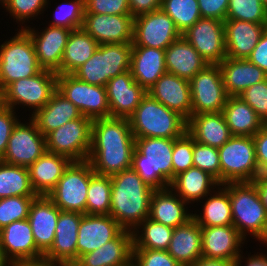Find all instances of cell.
<instances>
[{"mask_svg": "<svg viewBox=\"0 0 267 266\" xmlns=\"http://www.w3.org/2000/svg\"><path fill=\"white\" fill-rule=\"evenodd\" d=\"M134 149L135 137L128 119L108 117L93 120L87 161L95 174L111 176L131 168Z\"/></svg>", "mask_w": 267, "mask_h": 266, "instance_id": "1", "label": "cell"}, {"mask_svg": "<svg viewBox=\"0 0 267 266\" xmlns=\"http://www.w3.org/2000/svg\"><path fill=\"white\" fill-rule=\"evenodd\" d=\"M111 177L110 212L124 230L133 231L150 214L154 189L132 168Z\"/></svg>", "mask_w": 267, "mask_h": 266, "instance_id": "2", "label": "cell"}, {"mask_svg": "<svg viewBox=\"0 0 267 266\" xmlns=\"http://www.w3.org/2000/svg\"><path fill=\"white\" fill-rule=\"evenodd\" d=\"M177 138H135L131 168L156 189L170 187L173 181L172 152Z\"/></svg>", "mask_w": 267, "mask_h": 266, "instance_id": "3", "label": "cell"}, {"mask_svg": "<svg viewBox=\"0 0 267 266\" xmlns=\"http://www.w3.org/2000/svg\"><path fill=\"white\" fill-rule=\"evenodd\" d=\"M233 226L267 246V212L253 182H228ZM248 233V234H247Z\"/></svg>", "mask_w": 267, "mask_h": 266, "instance_id": "4", "label": "cell"}, {"mask_svg": "<svg viewBox=\"0 0 267 266\" xmlns=\"http://www.w3.org/2000/svg\"><path fill=\"white\" fill-rule=\"evenodd\" d=\"M128 120L135 138H179L187 132V120L148 93Z\"/></svg>", "mask_w": 267, "mask_h": 266, "instance_id": "5", "label": "cell"}, {"mask_svg": "<svg viewBox=\"0 0 267 266\" xmlns=\"http://www.w3.org/2000/svg\"><path fill=\"white\" fill-rule=\"evenodd\" d=\"M16 31L14 36L0 44L1 92L14 81L29 78L43 70L29 34L24 29Z\"/></svg>", "mask_w": 267, "mask_h": 266, "instance_id": "6", "label": "cell"}, {"mask_svg": "<svg viewBox=\"0 0 267 266\" xmlns=\"http://www.w3.org/2000/svg\"><path fill=\"white\" fill-rule=\"evenodd\" d=\"M132 43L99 45L95 53L72 75L91 85L104 86L131 67Z\"/></svg>", "mask_w": 267, "mask_h": 266, "instance_id": "7", "label": "cell"}, {"mask_svg": "<svg viewBox=\"0 0 267 266\" xmlns=\"http://www.w3.org/2000/svg\"><path fill=\"white\" fill-rule=\"evenodd\" d=\"M221 166V184L253 182L261 175L253 137L232 136L218 148Z\"/></svg>", "mask_w": 267, "mask_h": 266, "instance_id": "8", "label": "cell"}, {"mask_svg": "<svg viewBox=\"0 0 267 266\" xmlns=\"http://www.w3.org/2000/svg\"><path fill=\"white\" fill-rule=\"evenodd\" d=\"M57 90V73L43 69L29 78H21L2 91V104L17 111L29 108L33 115L46 105ZM26 106V107H25Z\"/></svg>", "mask_w": 267, "mask_h": 266, "instance_id": "9", "label": "cell"}, {"mask_svg": "<svg viewBox=\"0 0 267 266\" xmlns=\"http://www.w3.org/2000/svg\"><path fill=\"white\" fill-rule=\"evenodd\" d=\"M94 173L89 161L72 162L47 197L61 211L86 214L87 191Z\"/></svg>", "mask_w": 267, "mask_h": 266, "instance_id": "10", "label": "cell"}, {"mask_svg": "<svg viewBox=\"0 0 267 266\" xmlns=\"http://www.w3.org/2000/svg\"><path fill=\"white\" fill-rule=\"evenodd\" d=\"M92 122L81 116L51 131L45 136L47 151L73 162L86 161L91 148Z\"/></svg>", "mask_w": 267, "mask_h": 266, "instance_id": "11", "label": "cell"}, {"mask_svg": "<svg viewBox=\"0 0 267 266\" xmlns=\"http://www.w3.org/2000/svg\"><path fill=\"white\" fill-rule=\"evenodd\" d=\"M57 91L70 100L82 116L92 120L110 117L106 88L91 85L72 74H57Z\"/></svg>", "mask_w": 267, "mask_h": 266, "instance_id": "12", "label": "cell"}, {"mask_svg": "<svg viewBox=\"0 0 267 266\" xmlns=\"http://www.w3.org/2000/svg\"><path fill=\"white\" fill-rule=\"evenodd\" d=\"M192 114L222 112L226 94L219 64H207L190 81Z\"/></svg>", "mask_w": 267, "mask_h": 266, "instance_id": "13", "label": "cell"}, {"mask_svg": "<svg viewBox=\"0 0 267 266\" xmlns=\"http://www.w3.org/2000/svg\"><path fill=\"white\" fill-rule=\"evenodd\" d=\"M28 119L25 122L20 119L14 126L6 151L0 159L2 162L29 167L47 151L45 136L35 122L30 117Z\"/></svg>", "mask_w": 267, "mask_h": 266, "instance_id": "14", "label": "cell"}, {"mask_svg": "<svg viewBox=\"0 0 267 266\" xmlns=\"http://www.w3.org/2000/svg\"><path fill=\"white\" fill-rule=\"evenodd\" d=\"M181 36L174 21L162 9L140 15L133 20L132 46L165 50Z\"/></svg>", "mask_w": 267, "mask_h": 266, "instance_id": "15", "label": "cell"}, {"mask_svg": "<svg viewBox=\"0 0 267 266\" xmlns=\"http://www.w3.org/2000/svg\"><path fill=\"white\" fill-rule=\"evenodd\" d=\"M182 36L208 64H220L226 58L224 21L200 18Z\"/></svg>", "mask_w": 267, "mask_h": 266, "instance_id": "16", "label": "cell"}, {"mask_svg": "<svg viewBox=\"0 0 267 266\" xmlns=\"http://www.w3.org/2000/svg\"><path fill=\"white\" fill-rule=\"evenodd\" d=\"M24 30L31 37L39 65L43 69L57 72L72 30L49 24L41 30L30 25Z\"/></svg>", "mask_w": 267, "mask_h": 266, "instance_id": "17", "label": "cell"}, {"mask_svg": "<svg viewBox=\"0 0 267 266\" xmlns=\"http://www.w3.org/2000/svg\"><path fill=\"white\" fill-rule=\"evenodd\" d=\"M133 20L131 14L109 15L84 13L82 28L99 45L133 42Z\"/></svg>", "mask_w": 267, "mask_h": 266, "instance_id": "18", "label": "cell"}, {"mask_svg": "<svg viewBox=\"0 0 267 266\" xmlns=\"http://www.w3.org/2000/svg\"><path fill=\"white\" fill-rule=\"evenodd\" d=\"M0 242L6 258L12 264L43 259L44 254L36 247L28 219L14 221L2 228Z\"/></svg>", "mask_w": 267, "mask_h": 266, "instance_id": "19", "label": "cell"}, {"mask_svg": "<svg viewBox=\"0 0 267 266\" xmlns=\"http://www.w3.org/2000/svg\"><path fill=\"white\" fill-rule=\"evenodd\" d=\"M105 88L110 117L113 118L128 119L147 94V91L135 82L130 70L111 78Z\"/></svg>", "mask_w": 267, "mask_h": 266, "instance_id": "20", "label": "cell"}, {"mask_svg": "<svg viewBox=\"0 0 267 266\" xmlns=\"http://www.w3.org/2000/svg\"><path fill=\"white\" fill-rule=\"evenodd\" d=\"M83 214L60 211L51 248L43 255L46 261L65 264L77 261L78 229Z\"/></svg>", "mask_w": 267, "mask_h": 266, "instance_id": "21", "label": "cell"}, {"mask_svg": "<svg viewBox=\"0 0 267 266\" xmlns=\"http://www.w3.org/2000/svg\"><path fill=\"white\" fill-rule=\"evenodd\" d=\"M123 230L110 215L83 214L78 229L77 260L115 239Z\"/></svg>", "mask_w": 267, "mask_h": 266, "instance_id": "22", "label": "cell"}, {"mask_svg": "<svg viewBox=\"0 0 267 266\" xmlns=\"http://www.w3.org/2000/svg\"><path fill=\"white\" fill-rule=\"evenodd\" d=\"M201 230L203 257L235 262L248 242L233 225L201 227Z\"/></svg>", "mask_w": 267, "mask_h": 266, "instance_id": "23", "label": "cell"}, {"mask_svg": "<svg viewBox=\"0 0 267 266\" xmlns=\"http://www.w3.org/2000/svg\"><path fill=\"white\" fill-rule=\"evenodd\" d=\"M147 93L186 120L192 116V101L188 80L166 72L147 90Z\"/></svg>", "mask_w": 267, "mask_h": 266, "instance_id": "24", "label": "cell"}, {"mask_svg": "<svg viewBox=\"0 0 267 266\" xmlns=\"http://www.w3.org/2000/svg\"><path fill=\"white\" fill-rule=\"evenodd\" d=\"M60 209L47 197L37 196L31 203L28 221L36 247L45 254L52 246Z\"/></svg>", "mask_w": 267, "mask_h": 266, "instance_id": "25", "label": "cell"}, {"mask_svg": "<svg viewBox=\"0 0 267 266\" xmlns=\"http://www.w3.org/2000/svg\"><path fill=\"white\" fill-rule=\"evenodd\" d=\"M266 29L267 24H256L241 20H225L226 57L247 59Z\"/></svg>", "mask_w": 267, "mask_h": 266, "instance_id": "26", "label": "cell"}, {"mask_svg": "<svg viewBox=\"0 0 267 266\" xmlns=\"http://www.w3.org/2000/svg\"><path fill=\"white\" fill-rule=\"evenodd\" d=\"M188 205L170 187L156 189L150 200L149 218L174 229L193 218Z\"/></svg>", "mask_w": 267, "mask_h": 266, "instance_id": "27", "label": "cell"}, {"mask_svg": "<svg viewBox=\"0 0 267 266\" xmlns=\"http://www.w3.org/2000/svg\"><path fill=\"white\" fill-rule=\"evenodd\" d=\"M219 68L228 97L239 96L250 86L267 79V74L248 59L226 57Z\"/></svg>", "mask_w": 267, "mask_h": 266, "instance_id": "28", "label": "cell"}, {"mask_svg": "<svg viewBox=\"0 0 267 266\" xmlns=\"http://www.w3.org/2000/svg\"><path fill=\"white\" fill-rule=\"evenodd\" d=\"M132 251V231L123 230L101 248L82 255L76 263L80 266H128L132 262Z\"/></svg>", "mask_w": 267, "mask_h": 266, "instance_id": "29", "label": "cell"}, {"mask_svg": "<svg viewBox=\"0 0 267 266\" xmlns=\"http://www.w3.org/2000/svg\"><path fill=\"white\" fill-rule=\"evenodd\" d=\"M65 156L46 151L28 167L30 183L37 196H47L72 163Z\"/></svg>", "mask_w": 267, "mask_h": 266, "instance_id": "30", "label": "cell"}, {"mask_svg": "<svg viewBox=\"0 0 267 266\" xmlns=\"http://www.w3.org/2000/svg\"><path fill=\"white\" fill-rule=\"evenodd\" d=\"M130 71L135 82L147 91L167 72L165 50L132 46Z\"/></svg>", "mask_w": 267, "mask_h": 266, "instance_id": "31", "label": "cell"}, {"mask_svg": "<svg viewBox=\"0 0 267 266\" xmlns=\"http://www.w3.org/2000/svg\"><path fill=\"white\" fill-rule=\"evenodd\" d=\"M207 64L183 36L165 49L166 70L179 78L190 81Z\"/></svg>", "mask_w": 267, "mask_h": 266, "instance_id": "32", "label": "cell"}, {"mask_svg": "<svg viewBox=\"0 0 267 266\" xmlns=\"http://www.w3.org/2000/svg\"><path fill=\"white\" fill-rule=\"evenodd\" d=\"M168 253L180 266H188L202 257L201 226L192 218L173 229Z\"/></svg>", "mask_w": 267, "mask_h": 266, "instance_id": "33", "label": "cell"}, {"mask_svg": "<svg viewBox=\"0 0 267 266\" xmlns=\"http://www.w3.org/2000/svg\"><path fill=\"white\" fill-rule=\"evenodd\" d=\"M187 133L194 141L215 148H220L232 137L222 112L192 114L187 120Z\"/></svg>", "mask_w": 267, "mask_h": 266, "instance_id": "34", "label": "cell"}, {"mask_svg": "<svg viewBox=\"0 0 267 266\" xmlns=\"http://www.w3.org/2000/svg\"><path fill=\"white\" fill-rule=\"evenodd\" d=\"M78 108L57 90L44 107L29 117L35 122L39 131L46 136L51 131L61 127L70 120L80 118Z\"/></svg>", "mask_w": 267, "mask_h": 266, "instance_id": "35", "label": "cell"}, {"mask_svg": "<svg viewBox=\"0 0 267 266\" xmlns=\"http://www.w3.org/2000/svg\"><path fill=\"white\" fill-rule=\"evenodd\" d=\"M199 203H203L202 210H198L199 214L195 210L193 219L201 227L233 225L228 183L218 185Z\"/></svg>", "mask_w": 267, "mask_h": 266, "instance_id": "36", "label": "cell"}, {"mask_svg": "<svg viewBox=\"0 0 267 266\" xmlns=\"http://www.w3.org/2000/svg\"><path fill=\"white\" fill-rule=\"evenodd\" d=\"M218 185H220L218 181L208 172L193 166L175 176L170 188L183 201L193 205L201 201Z\"/></svg>", "mask_w": 267, "mask_h": 266, "instance_id": "37", "label": "cell"}, {"mask_svg": "<svg viewBox=\"0 0 267 266\" xmlns=\"http://www.w3.org/2000/svg\"><path fill=\"white\" fill-rule=\"evenodd\" d=\"M222 113L232 136L253 137L265 125L239 96L228 97Z\"/></svg>", "mask_w": 267, "mask_h": 266, "instance_id": "38", "label": "cell"}, {"mask_svg": "<svg viewBox=\"0 0 267 266\" xmlns=\"http://www.w3.org/2000/svg\"><path fill=\"white\" fill-rule=\"evenodd\" d=\"M99 44L82 27L71 31L57 74H72L95 53Z\"/></svg>", "mask_w": 267, "mask_h": 266, "instance_id": "39", "label": "cell"}, {"mask_svg": "<svg viewBox=\"0 0 267 266\" xmlns=\"http://www.w3.org/2000/svg\"><path fill=\"white\" fill-rule=\"evenodd\" d=\"M133 249H153L167 251L173 234V228L144 219L133 231Z\"/></svg>", "mask_w": 267, "mask_h": 266, "instance_id": "40", "label": "cell"}, {"mask_svg": "<svg viewBox=\"0 0 267 266\" xmlns=\"http://www.w3.org/2000/svg\"><path fill=\"white\" fill-rule=\"evenodd\" d=\"M12 196H37L32 189L28 167L0 160V199Z\"/></svg>", "mask_w": 267, "mask_h": 266, "instance_id": "41", "label": "cell"}, {"mask_svg": "<svg viewBox=\"0 0 267 266\" xmlns=\"http://www.w3.org/2000/svg\"><path fill=\"white\" fill-rule=\"evenodd\" d=\"M111 188L110 176L94 173L90 177L86 200V214L109 215Z\"/></svg>", "mask_w": 267, "mask_h": 266, "instance_id": "42", "label": "cell"}, {"mask_svg": "<svg viewBox=\"0 0 267 266\" xmlns=\"http://www.w3.org/2000/svg\"><path fill=\"white\" fill-rule=\"evenodd\" d=\"M161 9L174 21L181 34L202 18L197 0H162Z\"/></svg>", "mask_w": 267, "mask_h": 266, "instance_id": "43", "label": "cell"}, {"mask_svg": "<svg viewBox=\"0 0 267 266\" xmlns=\"http://www.w3.org/2000/svg\"><path fill=\"white\" fill-rule=\"evenodd\" d=\"M48 5L51 6L50 0H8L3 9L10 14L9 16L13 18V22L15 20L17 24H21L19 29L23 30L29 26L27 22L36 20L39 15H42L48 9Z\"/></svg>", "mask_w": 267, "mask_h": 266, "instance_id": "44", "label": "cell"}, {"mask_svg": "<svg viewBox=\"0 0 267 266\" xmlns=\"http://www.w3.org/2000/svg\"><path fill=\"white\" fill-rule=\"evenodd\" d=\"M226 20L267 24V8L261 0H229Z\"/></svg>", "mask_w": 267, "mask_h": 266, "instance_id": "45", "label": "cell"}, {"mask_svg": "<svg viewBox=\"0 0 267 266\" xmlns=\"http://www.w3.org/2000/svg\"><path fill=\"white\" fill-rule=\"evenodd\" d=\"M84 0H69L55 7L52 21L49 25L66 27L71 30L81 28L84 17Z\"/></svg>", "mask_w": 267, "mask_h": 266, "instance_id": "46", "label": "cell"}, {"mask_svg": "<svg viewBox=\"0 0 267 266\" xmlns=\"http://www.w3.org/2000/svg\"><path fill=\"white\" fill-rule=\"evenodd\" d=\"M37 196H12L0 199V230L14 221L28 219L31 203Z\"/></svg>", "mask_w": 267, "mask_h": 266, "instance_id": "47", "label": "cell"}, {"mask_svg": "<svg viewBox=\"0 0 267 266\" xmlns=\"http://www.w3.org/2000/svg\"><path fill=\"white\" fill-rule=\"evenodd\" d=\"M193 164L213 176L221 184V166L218 148L194 141Z\"/></svg>", "mask_w": 267, "mask_h": 266, "instance_id": "48", "label": "cell"}, {"mask_svg": "<svg viewBox=\"0 0 267 266\" xmlns=\"http://www.w3.org/2000/svg\"><path fill=\"white\" fill-rule=\"evenodd\" d=\"M194 139L186 132L174 140L172 152L173 180L179 173L193 167Z\"/></svg>", "mask_w": 267, "mask_h": 266, "instance_id": "49", "label": "cell"}, {"mask_svg": "<svg viewBox=\"0 0 267 266\" xmlns=\"http://www.w3.org/2000/svg\"><path fill=\"white\" fill-rule=\"evenodd\" d=\"M239 97L267 124V79L250 86Z\"/></svg>", "mask_w": 267, "mask_h": 266, "instance_id": "50", "label": "cell"}, {"mask_svg": "<svg viewBox=\"0 0 267 266\" xmlns=\"http://www.w3.org/2000/svg\"><path fill=\"white\" fill-rule=\"evenodd\" d=\"M132 262L135 266H180L165 250L133 249Z\"/></svg>", "mask_w": 267, "mask_h": 266, "instance_id": "51", "label": "cell"}, {"mask_svg": "<svg viewBox=\"0 0 267 266\" xmlns=\"http://www.w3.org/2000/svg\"><path fill=\"white\" fill-rule=\"evenodd\" d=\"M84 13L109 15L131 14L129 0H84Z\"/></svg>", "mask_w": 267, "mask_h": 266, "instance_id": "52", "label": "cell"}, {"mask_svg": "<svg viewBox=\"0 0 267 266\" xmlns=\"http://www.w3.org/2000/svg\"><path fill=\"white\" fill-rule=\"evenodd\" d=\"M16 112L18 111L2 103L0 104V159L6 151L8 140L14 126L20 120Z\"/></svg>", "mask_w": 267, "mask_h": 266, "instance_id": "53", "label": "cell"}, {"mask_svg": "<svg viewBox=\"0 0 267 266\" xmlns=\"http://www.w3.org/2000/svg\"><path fill=\"white\" fill-rule=\"evenodd\" d=\"M202 18L226 20L229 0H197Z\"/></svg>", "mask_w": 267, "mask_h": 266, "instance_id": "54", "label": "cell"}, {"mask_svg": "<svg viewBox=\"0 0 267 266\" xmlns=\"http://www.w3.org/2000/svg\"><path fill=\"white\" fill-rule=\"evenodd\" d=\"M256 160L261 175L267 170V124L253 136Z\"/></svg>", "mask_w": 267, "mask_h": 266, "instance_id": "55", "label": "cell"}, {"mask_svg": "<svg viewBox=\"0 0 267 266\" xmlns=\"http://www.w3.org/2000/svg\"><path fill=\"white\" fill-rule=\"evenodd\" d=\"M247 59L267 74V29Z\"/></svg>", "mask_w": 267, "mask_h": 266, "instance_id": "56", "label": "cell"}, {"mask_svg": "<svg viewBox=\"0 0 267 266\" xmlns=\"http://www.w3.org/2000/svg\"><path fill=\"white\" fill-rule=\"evenodd\" d=\"M162 0H129L130 13L133 18L161 9Z\"/></svg>", "mask_w": 267, "mask_h": 266, "instance_id": "57", "label": "cell"}, {"mask_svg": "<svg viewBox=\"0 0 267 266\" xmlns=\"http://www.w3.org/2000/svg\"><path fill=\"white\" fill-rule=\"evenodd\" d=\"M241 255L237 258V260L234 263V266H267V252L266 254L264 252H256L254 255H247L246 257L244 255ZM244 258L246 260H244ZM245 263L242 265V263Z\"/></svg>", "mask_w": 267, "mask_h": 266, "instance_id": "58", "label": "cell"}, {"mask_svg": "<svg viewBox=\"0 0 267 266\" xmlns=\"http://www.w3.org/2000/svg\"><path fill=\"white\" fill-rule=\"evenodd\" d=\"M233 261L225 260V259H214L208 257H201L194 263L188 266H234Z\"/></svg>", "mask_w": 267, "mask_h": 266, "instance_id": "59", "label": "cell"}, {"mask_svg": "<svg viewBox=\"0 0 267 266\" xmlns=\"http://www.w3.org/2000/svg\"><path fill=\"white\" fill-rule=\"evenodd\" d=\"M253 183L256 185L261 201L267 212V179L263 175H260L253 181Z\"/></svg>", "mask_w": 267, "mask_h": 266, "instance_id": "60", "label": "cell"}, {"mask_svg": "<svg viewBox=\"0 0 267 266\" xmlns=\"http://www.w3.org/2000/svg\"><path fill=\"white\" fill-rule=\"evenodd\" d=\"M13 266H62V265L42 259L39 261L19 262L13 264Z\"/></svg>", "mask_w": 267, "mask_h": 266, "instance_id": "61", "label": "cell"}, {"mask_svg": "<svg viewBox=\"0 0 267 266\" xmlns=\"http://www.w3.org/2000/svg\"><path fill=\"white\" fill-rule=\"evenodd\" d=\"M0 266H13V264L6 258L0 242Z\"/></svg>", "mask_w": 267, "mask_h": 266, "instance_id": "62", "label": "cell"}, {"mask_svg": "<svg viewBox=\"0 0 267 266\" xmlns=\"http://www.w3.org/2000/svg\"><path fill=\"white\" fill-rule=\"evenodd\" d=\"M62 266H80V265H78L76 262H69V263L62 264Z\"/></svg>", "mask_w": 267, "mask_h": 266, "instance_id": "63", "label": "cell"}, {"mask_svg": "<svg viewBox=\"0 0 267 266\" xmlns=\"http://www.w3.org/2000/svg\"><path fill=\"white\" fill-rule=\"evenodd\" d=\"M8 0H0V4H1V6L0 7H3L4 6V4L7 2Z\"/></svg>", "mask_w": 267, "mask_h": 266, "instance_id": "64", "label": "cell"}, {"mask_svg": "<svg viewBox=\"0 0 267 266\" xmlns=\"http://www.w3.org/2000/svg\"><path fill=\"white\" fill-rule=\"evenodd\" d=\"M261 3L267 8V0H261Z\"/></svg>", "mask_w": 267, "mask_h": 266, "instance_id": "65", "label": "cell"}, {"mask_svg": "<svg viewBox=\"0 0 267 266\" xmlns=\"http://www.w3.org/2000/svg\"><path fill=\"white\" fill-rule=\"evenodd\" d=\"M262 175L267 179V170Z\"/></svg>", "mask_w": 267, "mask_h": 266, "instance_id": "66", "label": "cell"}, {"mask_svg": "<svg viewBox=\"0 0 267 266\" xmlns=\"http://www.w3.org/2000/svg\"><path fill=\"white\" fill-rule=\"evenodd\" d=\"M2 103V92L0 91V104Z\"/></svg>", "mask_w": 267, "mask_h": 266, "instance_id": "67", "label": "cell"}, {"mask_svg": "<svg viewBox=\"0 0 267 266\" xmlns=\"http://www.w3.org/2000/svg\"><path fill=\"white\" fill-rule=\"evenodd\" d=\"M128 266H135L133 262H131Z\"/></svg>", "mask_w": 267, "mask_h": 266, "instance_id": "68", "label": "cell"}]
</instances>
